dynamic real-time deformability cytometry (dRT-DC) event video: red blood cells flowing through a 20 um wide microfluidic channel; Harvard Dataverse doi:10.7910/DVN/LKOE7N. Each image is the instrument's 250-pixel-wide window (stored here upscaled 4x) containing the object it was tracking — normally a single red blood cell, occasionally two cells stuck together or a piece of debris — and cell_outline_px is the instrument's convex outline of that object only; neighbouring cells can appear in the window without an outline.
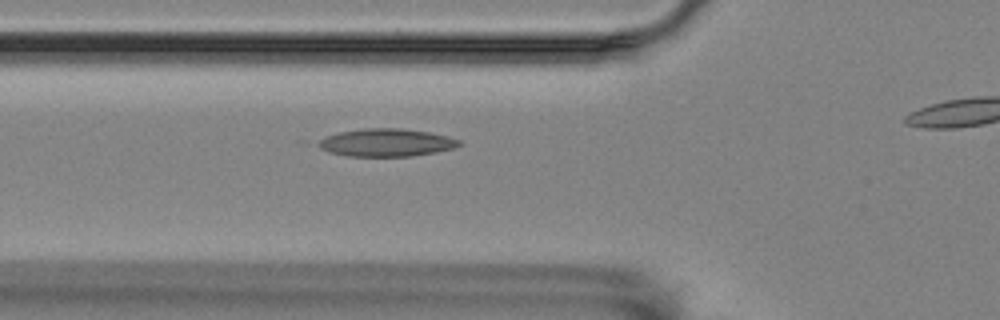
{"species": "Egyptian fruit bat (a non-hibernating species)", "species_latin": "Rousettus aegyptiacus", "temperature_condition": "room temperature", "stored_images_in_passage": 31, "camera_frame_rate_fps": 3000, "um_per_image_px": 0.085, "animal": {"sex": "female"}, "frame": {"image": 1, "passage_image": 4, "time_ms": 1.0, "image_size_px": [1000, 320], "cell_outline_px": [[464, 144], [456, 148], [436, 152], [408, 156], [348, 156], [328, 152], [312, 144], [328, 136], [340, 132], [360, 128], [404, 128], [428, 132], [448, 136], [460, 140]], "centroid_in_image_um": [32.85, 12.11], "position_along_channel_um": 93.0, "area_um2": 23.0}}
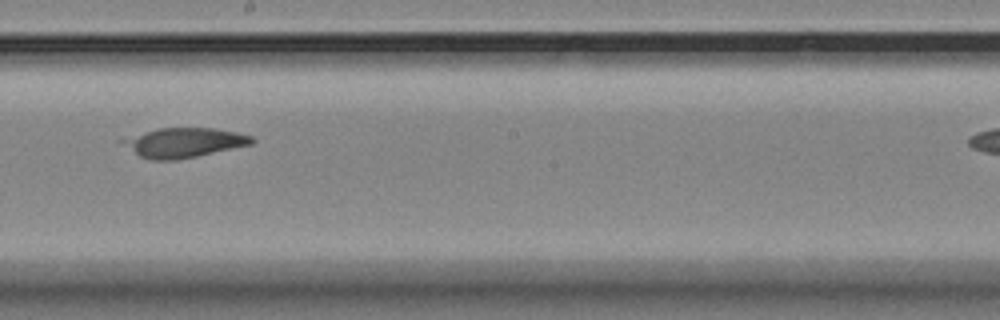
{"frame": {"image": 2, "passage_image": 16, "time_ms": 5.0, "image_size_px": [1000, 320], "cell_outline_px": [[256, 140], [252, 144], [196, 156], [176, 160], [152, 160], [140, 156], [116, 140], [160, 128], [216, 128], [236, 132], [252, 136]], "centroid_in_image_um": [15.63, 12.12], "position_along_channel_um": 232.6, "area_um2": 22.08}}
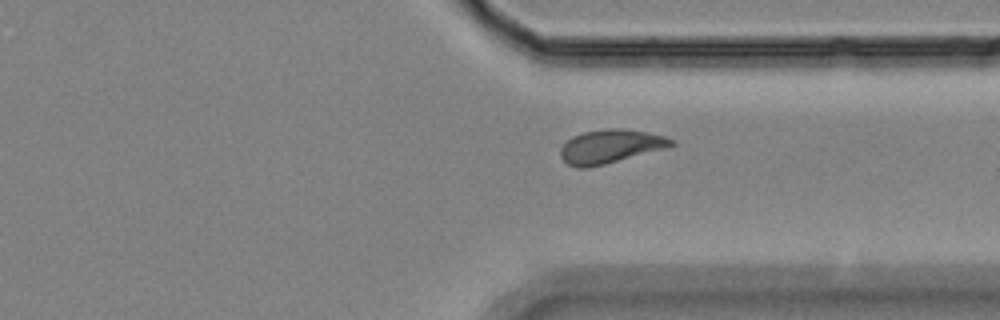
{"frame": {"image": 3, "passage_image": 27, "time_ms": 8.667, "image_size_px": [1000, 320], "cell_outline_px": [[676, 144], [668, 148], [588, 168], [576, 168], [568, 164], [560, 156], [560, 148], [572, 136], [584, 132], [612, 128], [620, 128], [644, 132], [664, 136], [676, 140]], "centroid_in_image_um": [51.9, 12.45], "position_along_channel_um": 359.5, "area_um2": 21.68}}